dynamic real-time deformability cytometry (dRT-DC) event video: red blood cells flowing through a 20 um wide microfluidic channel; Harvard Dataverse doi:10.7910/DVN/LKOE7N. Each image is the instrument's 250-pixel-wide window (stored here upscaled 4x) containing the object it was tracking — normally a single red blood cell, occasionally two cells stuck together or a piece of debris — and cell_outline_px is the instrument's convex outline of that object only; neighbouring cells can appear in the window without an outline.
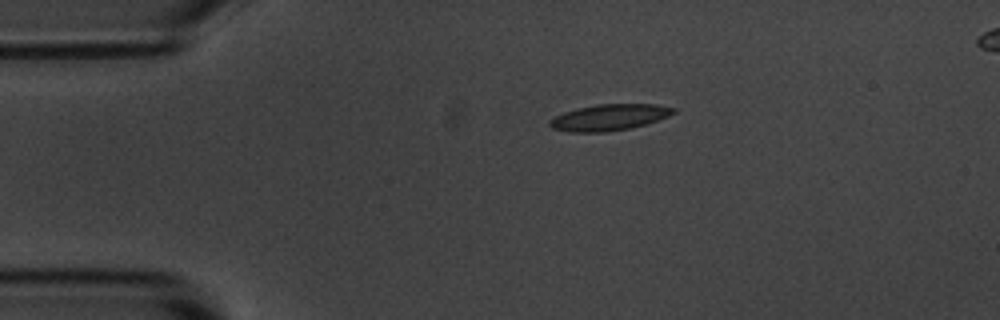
{"species": "common noctule bat (a hibernating species)", "species_latin": "Nyctalus noctula", "temperature_condition": "room temperature", "stored_images_in_passage": 3, "camera_frame_rate_fps": 3000, "um_per_image_px": 0.085, "animal": {"sex": "male", "body_mass_g": 20.1, "forearm_length_mm": 53.5}, "frame": {"image": 1, "passage_image": 1, "time_ms": 0.0, "image_size_px": [1000, 320], "cell_outline_px": [[676, 112], [668, 116], [644, 124], [628, 128], [604, 132], [572, 132], [552, 128], [548, 124], [548, 120], [564, 112], [576, 108], [596, 104], [656, 104], [676, 108]], "centroid_in_image_um": [51.76, 9.96], "position_along_channel_um": 33.2, "area_um2": 18.79}}